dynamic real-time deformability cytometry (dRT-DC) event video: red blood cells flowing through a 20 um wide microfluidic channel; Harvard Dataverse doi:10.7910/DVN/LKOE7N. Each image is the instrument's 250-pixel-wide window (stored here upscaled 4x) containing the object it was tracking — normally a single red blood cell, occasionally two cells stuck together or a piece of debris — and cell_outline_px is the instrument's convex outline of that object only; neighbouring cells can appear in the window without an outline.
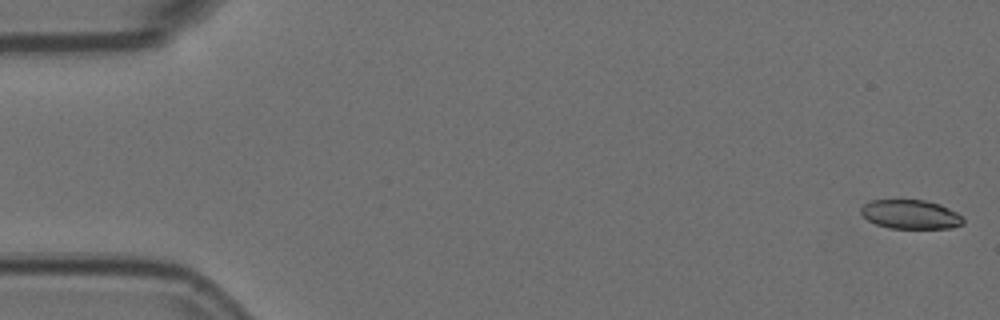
{"species": "Egyptian fruit bat (a non-hibernating species)", "species_latin": "Rousettus aegyptiacus", "temperature_condition": "room temperature", "stored_images_in_passage": 5, "camera_frame_rate_fps": 3000, "um_per_image_px": 0.085, "animal": {"sex": "female"}, "frame": {"image": 1, "passage_image": 1, "time_ms": 0.0, "image_size_px": [1000, 320], "cell_outline_px": [[964, 224], [952, 228], [888, 228], [876, 224], [868, 220], [860, 212], [860, 208], [868, 200], [924, 200], [940, 204], [956, 212], [964, 220]], "centroid_in_image_um": [77.38, 18.22], "position_along_channel_um": 7.6, "area_um2": 17.34}}
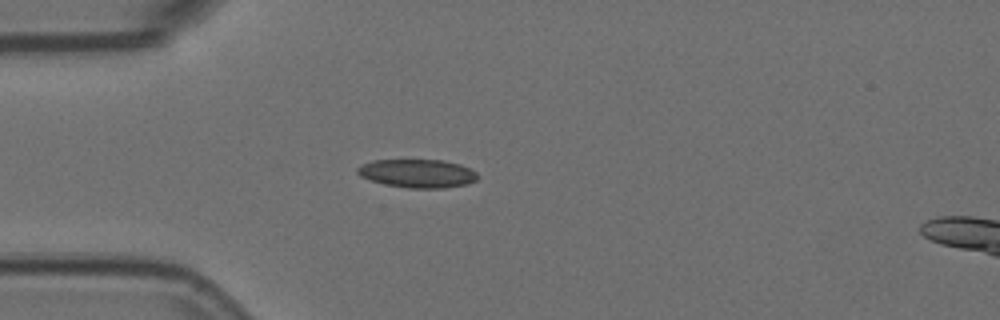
{"frame": {"image": 2, "passage_image": 5, "time_ms": 1.333, "image_size_px": [1000, 320], "cell_outline_px": [[480, 176], [476, 180], [468, 184], [444, 188], [408, 188], [384, 184], [360, 176], [356, 172], [356, 168], [360, 164], [372, 160], [444, 160], [460, 164], [476, 172]], "centroid_in_image_um": [35.48, 14.74], "position_along_channel_um": 49.5, "area_um2": 20.06}}